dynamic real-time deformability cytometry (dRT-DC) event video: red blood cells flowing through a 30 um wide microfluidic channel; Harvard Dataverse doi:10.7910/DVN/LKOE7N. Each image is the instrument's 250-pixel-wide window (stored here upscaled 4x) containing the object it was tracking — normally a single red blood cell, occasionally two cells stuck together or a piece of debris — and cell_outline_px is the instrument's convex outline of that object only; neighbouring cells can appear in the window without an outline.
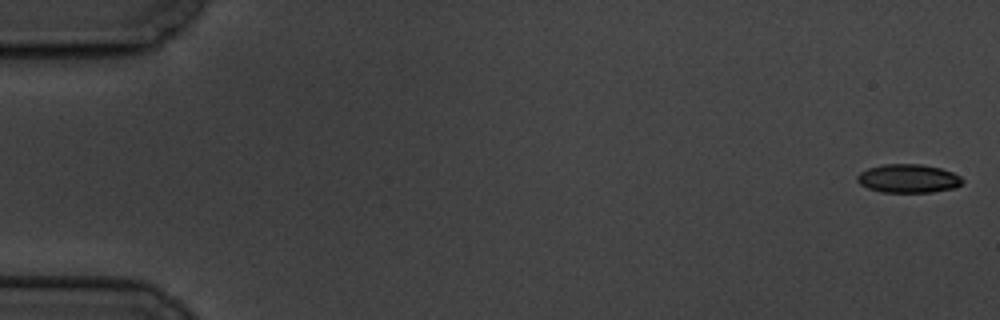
{"species": "common noctule bat (a hibernating species)", "species_latin": "Nyctalus noctula", "temperature_condition": "cold", "stored_images_in_passage": 6, "camera_frame_rate_fps": 3000, "um_per_image_px": 0.085, "animal": {"sex": "male", "body_mass_g": 19.5, "forearm_length_mm": 54.6}, "frame": {"image": 1, "passage_image": 1, "time_ms": 0.0, "image_size_px": [1000, 320], "cell_outline_px": [[964, 180], [956, 188], [932, 192], [880, 192], [868, 188], [860, 184], [856, 180], [856, 176], [860, 172], [868, 168], [884, 164], [920, 164], [940, 168], [952, 172], [960, 176]], "centroid_in_image_um": [77.19, 15.17], "position_along_channel_um": 7.8, "area_um2": 17.57}}